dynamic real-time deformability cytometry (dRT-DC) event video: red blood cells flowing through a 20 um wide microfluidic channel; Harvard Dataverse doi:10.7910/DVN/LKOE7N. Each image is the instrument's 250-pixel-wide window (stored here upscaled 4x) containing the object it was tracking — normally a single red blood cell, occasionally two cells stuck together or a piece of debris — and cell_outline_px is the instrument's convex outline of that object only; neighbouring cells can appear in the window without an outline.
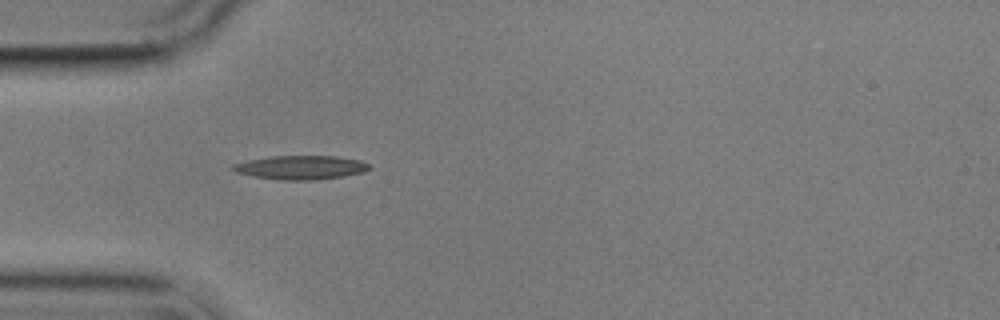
{"species": "common noctule bat (a hibernating species)", "species_latin": "Nyctalus noctula", "temperature_condition": "cold", "stored_images_in_passage": 7, "camera_frame_rate_fps": 3000, "um_per_image_px": 0.085, "animal": {"sex": "male", "body_mass_g": 17.9}, "frame": {"image": 1, "passage_image": 3, "time_ms": 0.667, "image_size_px": [1000, 320], "cell_outline_px": [[372, 168], [364, 172], [344, 176], [316, 180], [280, 180], [252, 176], [236, 172], [228, 168], [232, 164], [248, 160], [268, 156], [336, 156], [360, 160], [368, 164]], "centroid_in_image_um": [25.54, 14.23], "position_along_channel_um": 59.5, "area_um2": 19.19}}